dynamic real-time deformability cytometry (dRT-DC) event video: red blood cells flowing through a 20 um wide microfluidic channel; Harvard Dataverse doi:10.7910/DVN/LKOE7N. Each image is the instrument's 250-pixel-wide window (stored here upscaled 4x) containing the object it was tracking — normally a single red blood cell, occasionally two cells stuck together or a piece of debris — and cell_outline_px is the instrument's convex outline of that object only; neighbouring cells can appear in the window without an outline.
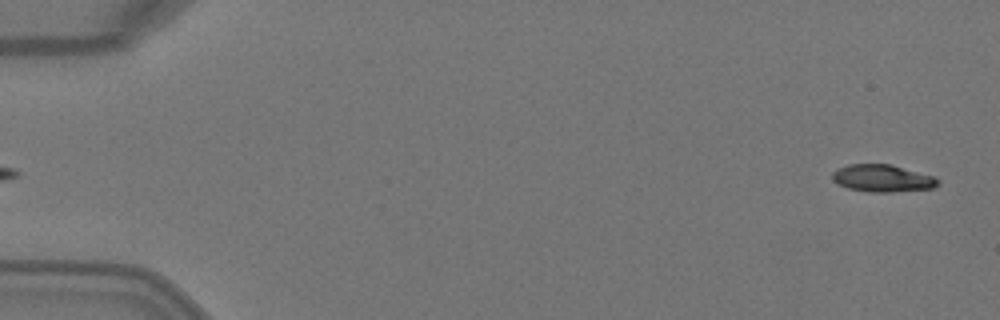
{"species": "Egyptian fruit bat (a non-hibernating species)", "species_latin": "Rousettus aegyptiacus", "temperature_condition": "warm", "stored_images_in_passage": 4, "segment_of_instrument_passage": [2, 2], "camera_frame_rate_fps": 3000, "um_per_image_px": 0.085, "animal": {"sex": "female"}, "frame": {"image": 1, "passage_image": 4, "time_ms": 1.0, "image_size_px": [1000, 320], "cell_outline_px": [[940, 184], [932, 188], [892, 192], [868, 192], [848, 188], [832, 180], [832, 172], [836, 168], [848, 164], [892, 164], [936, 176], [940, 180]], "centroid_in_image_um": [75.04, 15.14], "position_along_channel_um": 10.0, "area_um2": 17.05}}